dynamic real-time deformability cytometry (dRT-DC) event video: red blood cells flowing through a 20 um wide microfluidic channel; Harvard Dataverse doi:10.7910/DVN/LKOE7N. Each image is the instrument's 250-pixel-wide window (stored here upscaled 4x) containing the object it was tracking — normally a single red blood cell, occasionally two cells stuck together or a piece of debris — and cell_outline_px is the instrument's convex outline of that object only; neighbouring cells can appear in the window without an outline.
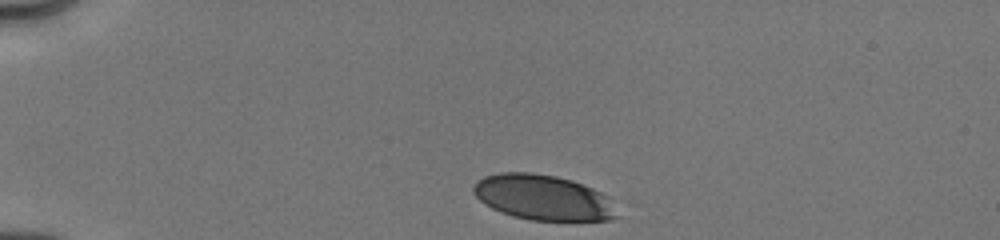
{"species": "human", "species_latin": "Homo sapiens", "temperature_condition": "cold", "stored_images_in_passage": 22, "camera_frame_rate_fps": 3000, "um_per_image_px": 0.085, "donor": {"sex": "male"}, "frame": {"image": 1, "passage_image": 1, "time_ms": 0.0, "image_size_px": [1000, 240], "cell_outline_px": [[616, 216], [612, 220], [532, 220], [512, 216], [500, 212], [484, 204], [472, 192], [472, 188], [484, 176], [500, 172], [528, 172], [556, 176], [572, 180], [592, 188], [608, 196]], "centroid_in_image_um": [46.12, 16.78], "position_along_channel_um": 38.9, "area_um2": 37.57}}
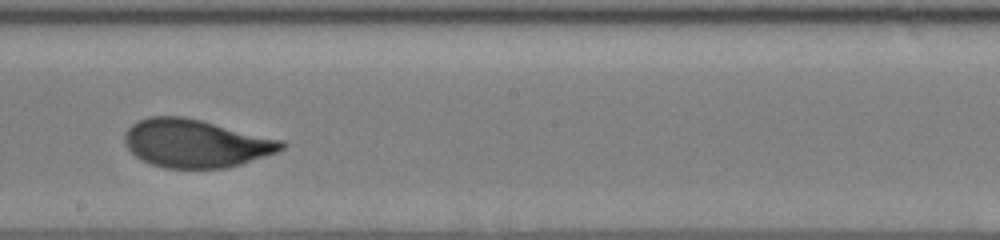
{"frame": {"image": 2, "passage_image": 13, "time_ms": 6.333, "image_size_px": [1000, 240], "cell_outline_px": [[288, 144], [284, 148], [276, 152], [240, 164], [224, 168], [164, 168], [140, 160], [124, 144], [124, 136], [128, 128], [132, 124], [148, 116], [184, 116], [284, 140]], "centroid_in_image_um": [16.63, 12.18], "position_along_channel_um": 231.6, "area_um2": 43.93}}
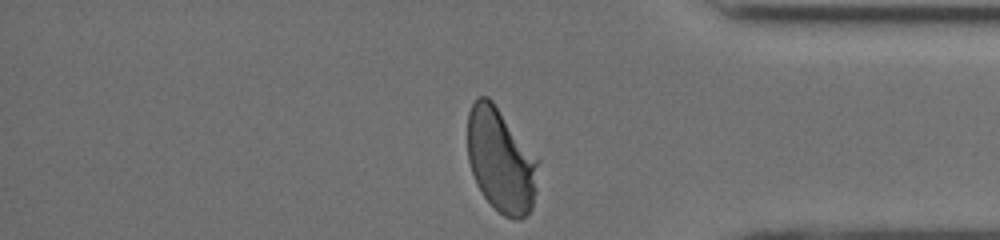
{"frame": {"image": 3, "passage_image": 22, "time_ms": 10.667, "image_size_px": [1000, 240], "cell_outline_px": [[540, 160], [536, 188], [532, 208], [520, 220], [516, 220], [504, 216], [484, 196], [476, 184], [468, 160], [468, 112], [476, 96], [488, 96], [492, 100]], "centroid_in_image_um": [42.58, 13.61], "position_along_channel_um": 392.6, "area_um2": 43.0}, "authors_computed_cell_mechanics": {"area_um2": 43.5812, "velocity_mm_per_s": 3.9889, "shape_relaxation_time_tau1_ms": 3.4305, "shape_relaxation_time_tau2_ms": null, "deformation_change_tau1": 0.1595, "deformation_change_tau2": null}}